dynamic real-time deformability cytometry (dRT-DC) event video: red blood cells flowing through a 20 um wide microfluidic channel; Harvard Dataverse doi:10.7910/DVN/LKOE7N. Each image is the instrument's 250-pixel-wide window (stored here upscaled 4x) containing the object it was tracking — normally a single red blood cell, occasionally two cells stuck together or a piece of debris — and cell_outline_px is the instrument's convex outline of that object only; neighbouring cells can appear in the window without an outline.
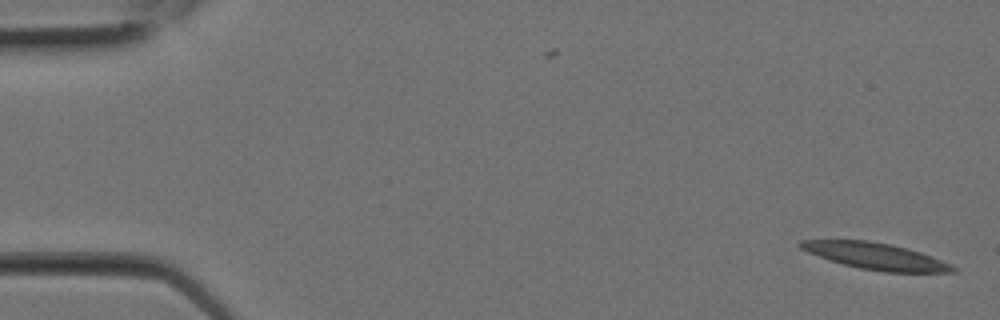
{"species": "Egyptian fruit bat (a non-hibernating species)", "species_latin": "Rousettus aegyptiacus", "temperature_condition": "room temperature", "stored_images_in_passage": 2, "camera_frame_rate_fps": 3000, "um_per_image_px": 0.085, "animal": {"sex": "female"}, "frame": {"image": 1, "passage_image": 2, "time_ms": 0.333, "image_size_px": [1000, 320], "cell_outline_px": [[956, 272], [884, 272], [860, 268], [844, 264], [808, 252], [800, 248], [796, 244], [800, 240], [868, 240], [892, 244], [908, 248], [920, 252], [952, 264], [956, 268]], "centroid_in_image_um": [74.45, 21.76], "position_along_channel_um": 10.5, "area_um2": 23.41}}